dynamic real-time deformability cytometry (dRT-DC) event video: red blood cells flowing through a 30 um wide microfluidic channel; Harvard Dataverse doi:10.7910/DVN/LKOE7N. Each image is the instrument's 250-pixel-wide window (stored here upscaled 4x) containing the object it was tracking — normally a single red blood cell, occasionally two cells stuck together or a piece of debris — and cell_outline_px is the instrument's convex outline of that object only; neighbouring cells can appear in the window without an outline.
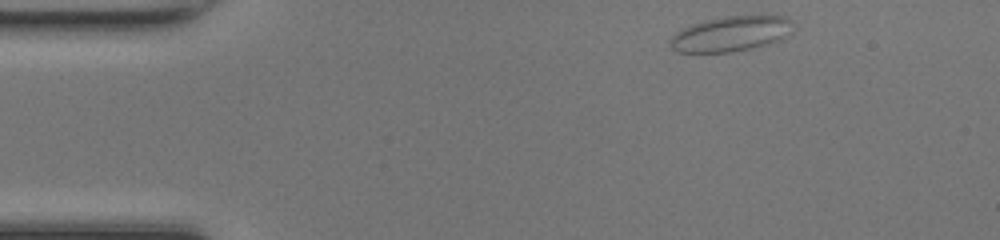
{"species": "common noctule bat (a hibernating species)", "species_latin": "Nyctalus noctula", "temperature_condition": "room temperature", "stored_images_in_passage": 33, "camera_frame_rate_fps": 3000, "um_per_image_px": 0.085, "animal": {"sex": "female", "body_mass_g": 17.0, "forearm_length_mm": 48.0}, "frame": {"image": 1, "passage_image": 1, "time_ms": 0.0, "image_size_px": [1000, 240], "cell_outline_px": [[792, 32], [776, 40], [752, 48], [728, 52], [676, 52], [668, 44], [668, 40], [676, 32], [692, 24], [724, 16], [784, 16], [792, 20]], "centroid_in_image_um": [62.08, 2.87], "position_along_channel_um": 22.9, "area_um2": 24.85}}
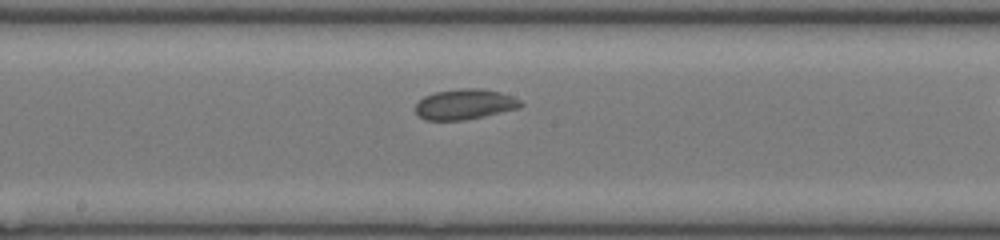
{"frame": {"image": 2, "passage_image": 20, "time_ms": 6.333, "image_size_px": [1000, 240], "cell_outline_px": [[524, 104], [516, 108], [484, 116], [460, 120], [424, 120], [416, 112], [416, 104], [424, 96], [436, 92], [460, 88], [480, 88], [500, 92], [512, 96], [520, 100]], "centroid_in_image_um": [39.49, 8.85], "position_along_channel_um": 208.7, "area_um2": 18.38}}
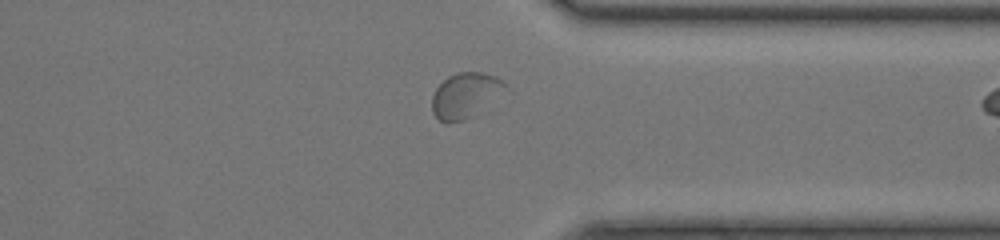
{"frame": {"image": 3, "passage_image": 32, "time_ms": 10.333, "image_size_px": [1000, 240], "cell_outline_px": [[508, 88], [472, 116], [464, 120], [448, 124], [440, 120], [432, 112], [432, 96], [436, 88], [448, 76], [456, 72], [480, 72], [492, 76], [500, 80]], "centroid_in_image_um": [39.49, 8.11], "position_along_channel_um": 371.9, "area_um2": 18.9}}